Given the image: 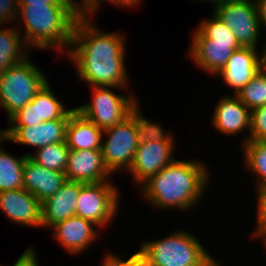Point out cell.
Instances as JSON below:
<instances>
[{
    "label": "cell",
    "mask_w": 266,
    "mask_h": 266,
    "mask_svg": "<svg viewBox=\"0 0 266 266\" xmlns=\"http://www.w3.org/2000/svg\"><path fill=\"white\" fill-rule=\"evenodd\" d=\"M139 247L148 266H222L195 234L182 229L143 241Z\"/></svg>",
    "instance_id": "277c9868"
},
{
    "label": "cell",
    "mask_w": 266,
    "mask_h": 266,
    "mask_svg": "<svg viewBox=\"0 0 266 266\" xmlns=\"http://www.w3.org/2000/svg\"><path fill=\"white\" fill-rule=\"evenodd\" d=\"M256 192V226L253 228L254 231L250 233L251 237L254 239H260L264 234H266V187L260 188Z\"/></svg>",
    "instance_id": "f1b7e54d"
},
{
    "label": "cell",
    "mask_w": 266,
    "mask_h": 266,
    "mask_svg": "<svg viewBox=\"0 0 266 266\" xmlns=\"http://www.w3.org/2000/svg\"><path fill=\"white\" fill-rule=\"evenodd\" d=\"M96 15L80 16L74 26L70 50L66 54L78 77L90 86L127 88L126 36L119 31L100 30L93 22Z\"/></svg>",
    "instance_id": "6da1fadb"
},
{
    "label": "cell",
    "mask_w": 266,
    "mask_h": 266,
    "mask_svg": "<svg viewBox=\"0 0 266 266\" xmlns=\"http://www.w3.org/2000/svg\"><path fill=\"white\" fill-rule=\"evenodd\" d=\"M244 167L257 177L255 189L266 187V140L248 141L242 145Z\"/></svg>",
    "instance_id": "cb8c5ba5"
},
{
    "label": "cell",
    "mask_w": 266,
    "mask_h": 266,
    "mask_svg": "<svg viewBox=\"0 0 266 266\" xmlns=\"http://www.w3.org/2000/svg\"><path fill=\"white\" fill-rule=\"evenodd\" d=\"M0 26V73L30 56L29 48L22 37L21 25L10 28Z\"/></svg>",
    "instance_id": "44dd1931"
},
{
    "label": "cell",
    "mask_w": 266,
    "mask_h": 266,
    "mask_svg": "<svg viewBox=\"0 0 266 266\" xmlns=\"http://www.w3.org/2000/svg\"><path fill=\"white\" fill-rule=\"evenodd\" d=\"M188 58H191L198 68L214 77L225 67L233 51L239 49V42H222L205 38L197 29L191 33Z\"/></svg>",
    "instance_id": "8fae6325"
},
{
    "label": "cell",
    "mask_w": 266,
    "mask_h": 266,
    "mask_svg": "<svg viewBox=\"0 0 266 266\" xmlns=\"http://www.w3.org/2000/svg\"><path fill=\"white\" fill-rule=\"evenodd\" d=\"M90 87L92 100L86 104L83 103L84 105L75 107L77 111L99 129L105 130L120 123L141 105L138 102V96L130 88L127 90V88L112 86ZM113 89H125L128 94H117Z\"/></svg>",
    "instance_id": "ba28073f"
},
{
    "label": "cell",
    "mask_w": 266,
    "mask_h": 266,
    "mask_svg": "<svg viewBox=\"0 0 266 266\" xmlns=\"http://www.w3.org/2000/svg\"><path fill=\"white\" fill-rule=\"evenodd\" d=\"M81 182L66 180L58 191L41 203L42 228H51L58 222L76 216Z\"/></svg>",
    "instance_id": "ac0fdd59"
},
{
    "label": "cell",
    "mask_w": 266,
    "mask_h": 266,
    "mask_svg": "<svg viewBox=\"0 0 266 266\" xmlns=\"http://www.w3.org/2000/svg\"><path fill=\"white\" fill-rule=\"evenodd\" d=\"M265 51L241 46L233 51L225 67L217 76L222 77V81L227 87L232 88L234 95H236L265 65Z\"/></svg>",
    "instance_id": "4fadbf2b"
},
{
    "label": "cell",
    "mask_w": 266,
    "mask_h": 266,
    "mask_svg": "<svg viewBox=\"0 0 266 266\" xmlns=\"http://www.w3.org/2000/svg\"><path fill=\"white\" fill-rule=\"evenodd\" d=\"M37 250L29 245L27 249L18 257L13 266H39ZM3 266V265H0Z\"/></svg>",
    "instance_id": "d6a6232c"
},
{
    "label": "cell",
    "mask_w": 266,
    "mask_h": 266,
    "mask_svg": "<svg viewBox=\"0 0 266 266\" xmlns=\"http://www.w3.org/2000/svg\"><path fill=\"white\" fill-rule=\"evenodd\" d=\"M69 119H53L33 126H9L5 138L10 143L38 148L49 144L66 142V128Z\"/></svg>",
    "instance_id": "5bb4252c"
},
{
    "label": "cell",
    "mask_w": 266,
    "mask_h": 266,
    "mask_svg": "<svg viewBox=\"0 0 266 266\" xmlns=\"http://www.w3.org/2000/svg\"><path fill=\"white\" fill-rule=\"evenodd\" d=\"M66 181L65 173L44 168L29 157L24 162L23 185L41 203L55 194Z\"/></svg>",
    "instance_id": "d6986e66"
},
{
    "label": "cell",
    "mask_w": 266,
    "mask_h": 266,
    "mask_svg": "<svg viewBox=\"0 0 266 266\" xmlns=\"http://www.w3.org/2000/svg\"><path fill=\"white\" fill-rule=\"evenodd\" d=\"M18 5H69L63 0H17Z\"/></svg>",
    "instance_id": "d590c367"
},
{
    "label": "cell",
    "mask_w": 266,
    "mask_h": 266,
    "mask_svg": "<svg viewBox=\"0 0 266 266\" xmlns=\"http://www.w3.org/2000/svg\"><path fill=\"white\" fill-rule=\"evenodd\" d=\"M209 19L201 20L197 30L207 39L222 41V42H238L232 30H229L226 25L212 13Z\"/></svg>",
    "instance_id": "4316f807"
},
{
    "label": "cell",
    "mask_w": 266,
    "mask_h": 266,
    "mask_svg": "<svg viewBox=\"0 0 266 266\" xmlns=\"http://www.w3.org/2000/svg\"><path fill=\"white\" fill-rule=\"evenodd\" d=\"M111 181L82 183L77 200L76 216L92 222L102 230L109 227L115 216H118L120 207V190Z\"/></svg>",
    "instance_id": "9c48e42d"
},
{
    "label": "cell",
    "mask_w": 266,
    "mask_h": 266,
    "mask_svg": "<svg viewBox=\"0 0 266 266\" xmlns=\"http://www.w3.org/2000/svg\"><path fill=\"white\" fill-rule=\"evenodd\" d=\"M261 29L266 30V0H256ZM263 27V28H262Z\"/></svg>",
    "instance_id": "8d00e7d4"
},
{
    "label": "cell",
    "mask_w": 266,
    "mask_h": 266,
    "mask_svg": "<svg viewBox=\"0 0 266 266\" xmlns=\"http://www.w3.org/2000/svg\"><path fill=\"white\" fill-rule=\"evenodd\" d=\"M7 139L5 138V130L4 128L0 129V143L1 142H6Z\"/></svg>",
    "instance_id": "f35d334b"
},
{
    "label": "cell",
    "mask_w": 266,
    "mask_h": 266,
    "mask_svg": "<svg viewBox=\"0 0 266 266\" xmlns=\"http://www.w3.org/2000/svg\"><path fill=\"white\" fill-rule=\"evenodd\" d=\"M266 140V104L251 111L249 141Z\"/></svg>",
    "instance_id": "83f0119b"
},
{
    "label": "cell",
    "mask_w": 266,
    "mask_h": 266,
    "mask_svg": "<svg viewBox=\"0 0 266 266\" xmlns=\"http://www.w3.org/2000/svg\"><path fill=\"white\" fill-rule=\"evenodd\" d=\"M103 130L74 110L69 115L66 144L73 150H101Z\"/></svg>",
    "instance_id": "ffe728a7"
},
{
    "label": "cell",
    "mask_w": 266,
    "mask_h": 266,
    "mask_svg": "<svg viewBox=\"0 0 266 266\" xmlns=\"http://www.w3.org/2000/svg\"><path fill=\"white\" fill-rule=\"evenodd\" d=\"M80 16L70 5H18L15 23L18 28L22 21L25 33L21 34L29 48L53 49L63 55L70 50L74 26Z\"/></svg>",
    "instance_id": "3957f363"
},
{
    "label": "cell",
    "mask_w": 266,
    "mask_h": 266,
    "mask_svg": "<svg viewBox=\"0 0 266 266\" xmlns=\"http://www.w3.org/2000/svg\"><path fill=\"white\" fill-rule=\"evenodd\" d=\"M66 180L87 183L110 181L113 176L106 168L101 150H73L68 153Z\"/></svg>",
    "instance_id": "e0dca14e"
},
{
    "label": "cell",
    "mask_w": 266,
    "mask_h": 266,
    "mask_svg": "<svg viewBox=\"0 0 266 266\" xmlns=\"http://www.w3.org/2000/svg\"><path fill=\"white\" fill-rule=\"evenodd\" d=\"M213 13L222 21L242 47L266 50V43L261 47V24L256 0H232L216 7Z\"/></svg>",
    "instance_id": "30bf717a"
},
{
    "label": "cell",
    "mask_w": 266,
    "mask_h": 266,
    "mask_svg": "<svg viewBox=\"0 0 266 266\" xmlns=\"http://www.w3.org/2000/svg\"><path fill=\"white\" fill-rule=\"evenodd\" d=\"M69 150L66 142H61L38 148L34 154L27 153V156L44 168L65 172Z\"/></svg>",
    "instance_id": "d4e9b609"
},
{
    "label": "cell",
    "mask_w": 266,
    "mask_h": 266,
    "mask_svg": "<svg viewBox=\"0 0 266 266\" xmlns=\"http://www.w3.org/2000/svg\"><path fill=\"white\" fill-rule=\"evenodd\" d=\"M17 13V0H0V26L15 23Z\"/></svg>",
    "instance_id": "1f68e13d"
},
{
    "label": "cell",
    "mask_w": 266,
    "mask_h": 266,
    "mask_svg": "<svg viewBox=\"0 0 266 266\" xmlns=\"http://www.w3.org/2000/svg\"><path fill=\"white\" fill-rule=\"evenodd\" d=\"M102 1L110 2L115 7L124 8V7H136L138 9V5L140 6L142 4L143 0H95V9H94V15L97 11H99L101 8Z\"/></svg>",
    "instance_id": "e575fe53"
},
{
    "label": "cell",
    "mask_w": 266,
    "mask_h": 266,
    "mask_svg": "<svg viewBox=\"0 0 266 266\" xmlns=\"http://www.w3.org/2000/svg\"><path fill=\"white\" fill-rule=\"evenodd\" d=\"M49 81L35 95L32 102L36 106L37 124L53 119H69L73 108H66L64 102L59 99L50 86ZM63 102V103H62Z\"/></svg>",
    "instance_id": "7402d4cb"
},
{
    "label": "cell",
    "mask_w": 266,
    "mask_h": 266,
    "mask_svg": "<svg viewBox=\"0 0 266 266\" xmlns=\"http://www.w3.org/2000/svg\"><path fill=\"white\" fill-rule=\"evenodd\" d=\"M105 251L101 266H148L145 259L137 252L123 259L121 256Z\"/></svg>",
    "instance_id": "f546056e"
},
{
    "label": "cell",
    "mask_w": 266,
    "mask_h": 266,
    "mask_svg": "<svg viewBox=\"0 0 266 266\" xmlns=\"http://www.w3.org/2000/svg\"><path fill=\"white\" fill-rule=\"evenodd\" d=\"M236 96L250 111L266 104V64Z\"/></svg>",
    "instance_id": "484cf974"
},
{
    "label": "cell",
    "mask_w": 266,
    "mask_h": 266,
    "mask_svg": "<svg viewBox=\"0 0 266 266\" xmlns=\"http://www.w3.org/2000/svg\"><path fill=\"white\" fill-rule=\"evenodd\" d=\"M1 145L2 142L0 143V192L23 189L24 162L28 156L26 153L22 157L14 156Z\"/></svg>",
    "instance_id": "603a6c76"
},
{
    "label": "cell",
    "mask_w": 266,
    "mask_h": 266,
    "mask_svg": "<svg viewBox=\"0 0 266 266\" xmlns=\"http://www.w3.org/2000/svg\"><path fill=\"white\" fill-rule=\"evenodd\" d=\"M163 128L155 121L141 136L133 162L126 172L138 188L176 159L175 135Z\"/></svg>",
    "instance_id": "8992f818"
},
{
    "label": "cell",
    "mask_w": 266,
    "mask_h": 266,
    "mask_svg": "<svg viewBox=\"0 0 266 266\" xmlns=\"http://www.w3.org/2000/svg\"><path fill=\"white\" fill-rule=\"evenodd\" d=\"M0 210L17 225L42 227L41 202L24 188L0 192Z\"/></svg>",
    "instance_id": "9a60e30c"
},
{
    "label": "cell",
    "mask_w": 266,
    "mask_h": 266,
    "mask_svg": "<svg viewBox=\"0 0 266 266\" xmlns=\"http://www.w3.org/2000/svg\"><path fill=\"white\" fill-rule=\"evenodd\" d=\"M74 8L81 16L94 15L95 0H63Z\"/></svg>",
    "instance_id": "836d02e7"
},
{
    "label": "cell",
    "mask_w": 266,
    "mask_h": 266,
    "mask_svg": "<svg viewBox=\"0 0 266 266\" xmlns=\"http://www.w3.org/2000/svg\"><path fill=\"white\" fill-rule=\"evenodd\" d=\"M191 1H194V0H191ZM195 1H197V0H195ZM200 1H202L203 3L204 2H208V3H214L213 5H214V9L216 8V7H218V6H220V5H223V4H225V3H227V2H230V1H232V0H199V2Z\"/></svg>",
    "instance_id": "74e56055"
},
{
    "label": "cell",
    "mask_w": 266,
    "mask_h": 266,
    "mask_svg": "<svg viewBox=\"0 0 266 266\" xmlns=\"http://www.w3.org/2000/svg\"><path fill=\"white\" fill-rule=\"evenodd\" d=\"M82 217L72 216L51 227L53 240L58 242L69 254L81 255L99 238L100 229Z\"/></svg>",
    "instance_id": "2e32d148"
},
{
    "label": "cell",
    "mask_w": 266,
    "mask_h": 266,
    "mask_svg": "<svg viewBox=\"0 0 266 266\" xmlns=\"http://www.w3.org/2000/svg\"><path fill=\"white\" fill-rule=\"evenodd\" d=\"M209 167L201 159H175L152 176L140 193L156 209L190 211L205 196L211 179Z\"/></svg>",
    "instance_id": "7a4b0ae2"
},
{
    "label": "cell",
    "mask_w": 266,
    "mask_h": 266,
    "mask_svg": "<svg viewBox=\"0 0 266 266\" xmlns=\"http://www.w3.org/2000/svg\"><path fill=\"white\" fill-rule=\"evenodd\" d=\"M140 107L120 123L103 130L101 152L104 164L113 176L121 170H129L142 134L154 122L143 116Z\"/></svg>",
    "instance_id": "5b68a950"
},
{
    "label": "cell",
    "mask_w": 266,
    "mask_h": 266,
    "mask_svg": "<svg viewBox=\"0 0 266 266\" xmlns=\"http://www.w3.org/2000/svg\"><path fill=\"white\" fill-rule=\"evenodd\" d=\"M30 57L0 73V108L7 120L31 102L49 80Z\"/></svg>",
    "instance_id": "52a82bcc"
},
{
    "label": "cell",
    "mask_w": 266,
    "mask_h": 266,
    "mask_svg": "<svg viewBox=\"0 0 266 266\" xmlns=\"http://www.w3.org/2000/svg\"><path fill=\"white\" fill-rule=\"evenodd\" d=\"M9 121V122H8ZM9 126H33L37 125L36 106L29 102L25 107L18 110L8 120Z\"/></svg>",
    "instance_id": "4dcf8cb0"
},
{
    "label": "cell",
    "mask_w": 266,
    "mask_h": 266,
    "mask_svg": "<svg viewBox=\"0 0 266 266\" xmlns=\"http://www.w3.org/2000/svg\"><path fill=\"white\" fill-rule=\"evenodd\" d=\"M260 239H263V243H264V246H265V250H266V234H264Z\"/></svg>",
    "instance_id": "ab89813d"
},
{
    "label": "cell",
    "mask_w": 266,
    "mask_h": 266,
    "mask_svg": "<svg viewBox=\"0 0 266 266\" xmlns=\"http://www.w3.org/2000/svg\"><path fill=\"white\" fill-rule=\"evenodd\" d=\"M210 116L213 129L223 136H236L247 131L241 145L249 141L251 111L236 95L225 94L219 98Z\"/></svg>",
    "instance_id": "7c38bea8"
}]
</instances>
